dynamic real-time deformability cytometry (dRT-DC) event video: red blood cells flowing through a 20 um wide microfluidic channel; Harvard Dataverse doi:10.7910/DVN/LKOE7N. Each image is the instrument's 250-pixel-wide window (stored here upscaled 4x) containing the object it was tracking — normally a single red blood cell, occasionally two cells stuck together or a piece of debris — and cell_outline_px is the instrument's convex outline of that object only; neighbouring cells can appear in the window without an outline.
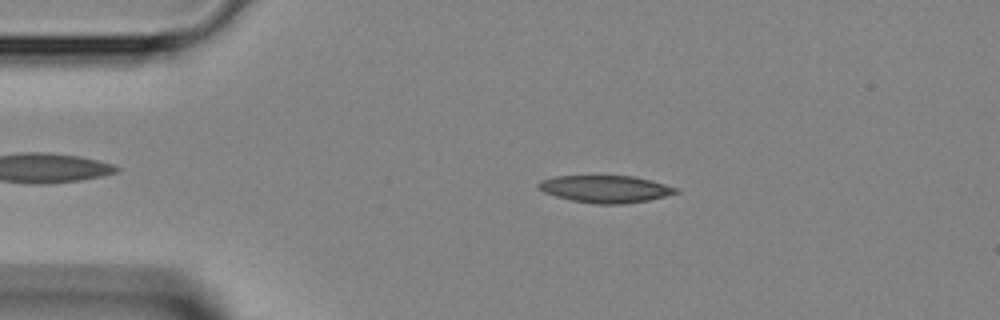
{"species": "Egyptian fruit bat (a non-hibernating species)", "species_latin": "Rousettus aegyptiacus", "temperature_condition": "room temperature", "stored_images_in_passage": 41, "camera_frame_rate_fps": 3000, "um_per_image_px": 0.085, "animal": {"sex": "female"}, "frame": {"image": 1, "passage_image": 7, "time_ms": 2.0, "image_size_px": [1000, 320], "cell_outline_px": [[680, 192], [648, 200], [624, 204], [596, 204], [572, 200], [556, 196], [544, 192], [536, 184], [540, 180], [556, 176], [632, 176], [652, 180], [680, 188]], "centroid_in_image_um": [51.5, 16.06], "position_along_channel_um": 33.5, "area_um2": 21.79}}
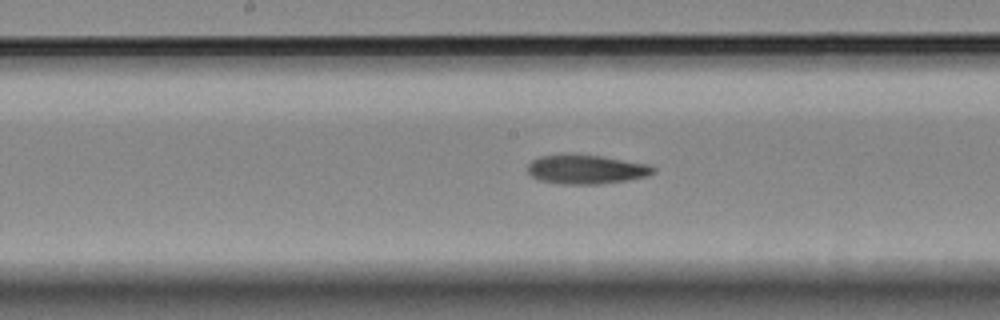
{"frame": {"image": 2, "passage_image": 20, "time_ms": 6.333, "image_size_px": [1000, 320], "cell_outline_px": [[656, 168], [648, 176], [600, 184], [556, 184], [536, 180], [528, 172], [528, 164], [532, 160], [540, 156], [600, 156], [648, 164]], "centroid_in_image_um": [49.8, 14.43], "position_along_channel_um": 198.4, "area_um2": 20.81}}
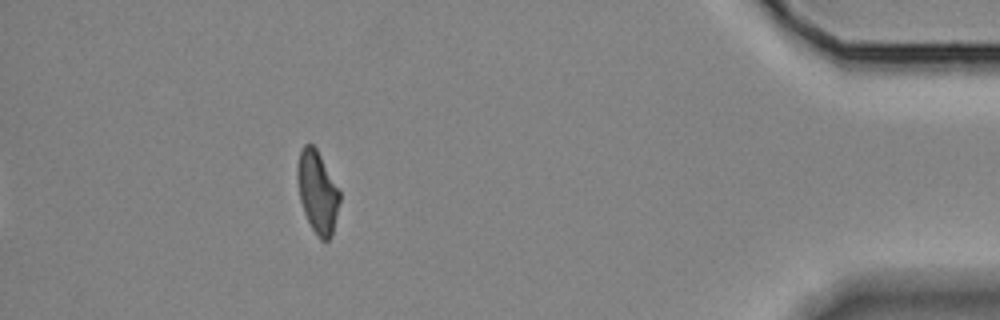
{"frame": {"image": 3, "passage_image": 37, "time_ms": 12.0, "image_size_px": [1000, 320], "cell_outline_px": [[340, 200], [332, 232], [328, 240], [324, 244], [320, 240], [312, 228], [304, 212], [300, 200], [296, 180], [296, 168], [300, 152], [304, 144], [312, 144], [316, 148], [340, 188]], "centroid_in_image_um": [26.98, 16.3], "position_along_channel_um": 408.2, "area_um2": 20.4}}